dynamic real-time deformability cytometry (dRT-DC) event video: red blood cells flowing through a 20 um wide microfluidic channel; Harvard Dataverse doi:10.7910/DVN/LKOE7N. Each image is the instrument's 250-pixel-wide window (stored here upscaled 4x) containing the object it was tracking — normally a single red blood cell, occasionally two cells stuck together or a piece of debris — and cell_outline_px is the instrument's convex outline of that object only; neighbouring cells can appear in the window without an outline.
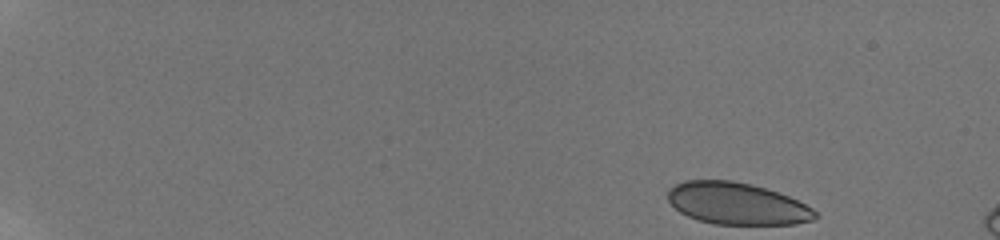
{"species": "human", "species_latin": "Homo sapiens", "temperature_condition": "room temperature", "stored_images_in_passage": 11, "camera_frame_rate_fps": 3000, "um_per_image_px": 0.085, "donor": {"sex": "male"}, "frame": {"image": 1, "passage_image": 1, "time_ms": 0.0, "image_size_px": [1000, 240], "cell_outline_px": [[820, 216], [816, 220], [796, 224], [716, 224], [700, 220], [688, 216], [680, 212], [668, 200], [668, 188], [684, 180], [732, 180], [752, 184], [788, 196], [812, 208]], "centroid_in_image_um": [62.66, 17.3], "position_along_channel_um": 22.3, "area_um2": 35.95}}